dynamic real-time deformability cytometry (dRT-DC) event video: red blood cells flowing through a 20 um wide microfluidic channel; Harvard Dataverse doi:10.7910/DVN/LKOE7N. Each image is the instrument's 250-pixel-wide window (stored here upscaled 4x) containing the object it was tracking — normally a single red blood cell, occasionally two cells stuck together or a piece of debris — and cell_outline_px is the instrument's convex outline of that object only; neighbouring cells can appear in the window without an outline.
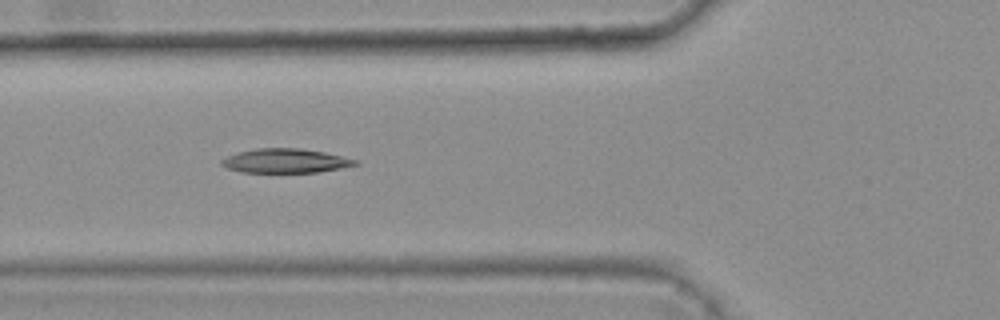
{"species": "common noctule bat (a hibernating species)", "species_latin": "Nyctalus noctula", "temperature_condition": "warm", "stored_images_in_passage": 7, "camera_frame_rate_fps": 3000, "um_per_image_px": 0.085, "animal": {"sex": "female", "body_mass_g": 25.1}, "frame": {"image": 1, "passage_image": 6, "time_ms": 1.667, "image_size_px": [1000, 320], "cell_outline_px": [[360, 164], [320, 172], [240, 172], [228, 168], [220, 164], [220, 160], [236, 152], [256, 148], [300, 148], [324, 152], [356, 160]], "centroid_in_image_um": [24.22, 13.66], "position_along_channel_um": 101.6, "area_um2": 18.79}}
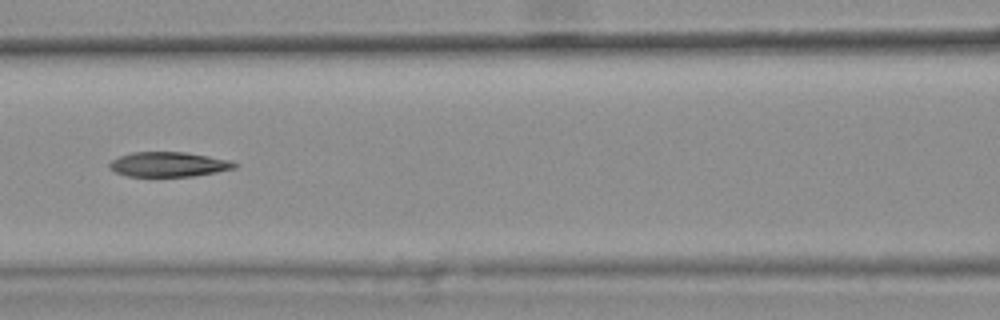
{"frame": {"image": 2, "passage_image": 7, "time_ms": 2.0, "image_size_px": [1000, 320], "cell_outline_px": [[240, 164], [236, 168], [216, 172], [192, 176], [128, 176], [116, 172], [108, 168], [108, 164], [112, 160], [120, 156], [132, 152], [184, 152], [208, 156], [228, 160]], "centroid_in_image_um": [14.32, 13.97], "position_along_channel_um": 152.3, "area_um2": 17.98}}